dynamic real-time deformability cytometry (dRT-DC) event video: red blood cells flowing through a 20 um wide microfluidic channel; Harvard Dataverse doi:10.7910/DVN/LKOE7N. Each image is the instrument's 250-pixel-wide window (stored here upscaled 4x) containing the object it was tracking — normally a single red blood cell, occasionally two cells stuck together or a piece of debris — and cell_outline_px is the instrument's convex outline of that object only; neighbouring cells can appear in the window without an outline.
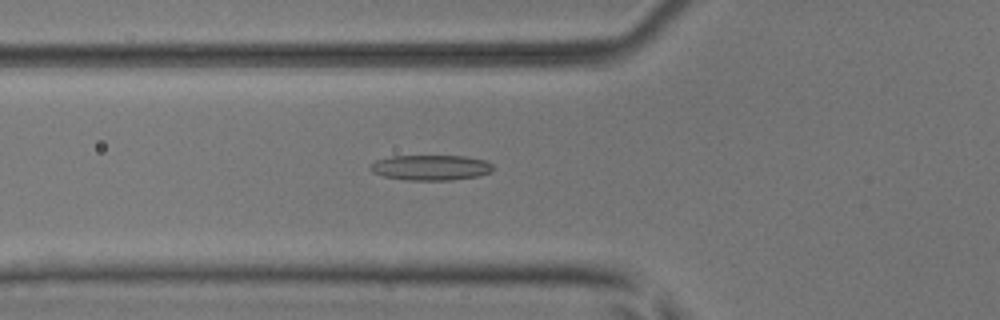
{"species": "common noctule bat (a hibernating species)", "species_latin": "Nyctalus noctula", "temperature_condition": "room temperature", "stored_images_in_passage": 53, "camera_frame_rate_fps": 3000, "um_per_image_px": 0.085, "animal": {"sex": "male", "body_mass_g": 17.9, "forearm_length_mm": 54.2}, "frame": {"image": 1, "passage_image": 20, "time_ms": 6.333, "image_size_px": [1000, 320], "cell_outline_px": [[492, 172], [476, 176], [452, 180], [408, 180], [384, 176], [372, 172], [368, 168], [376, 160], [392, 156], [464, 156], [488, 160], [492, 164]], "centroid_in_image_um": [36.63, 14.24], "position_along_channel_um": 89.2, "area_um2": 18.09}}
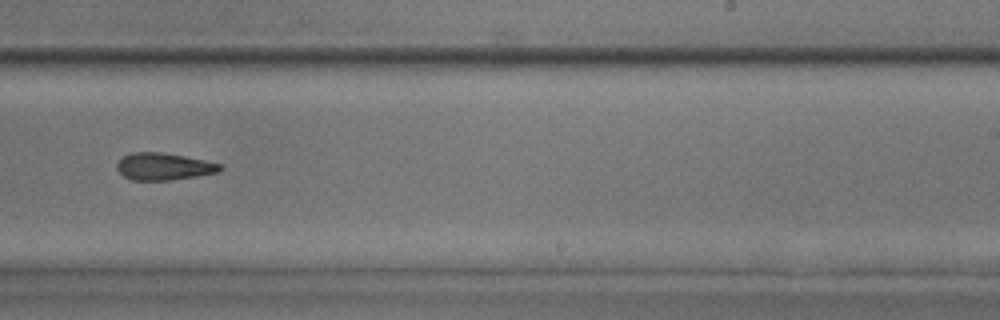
{"frame": {"image": 2, "passage_image": 34, "time_ms": 11.0, "image_size_px": [1000, 320], "cell_outline_px": [[224, 168], [216, 172], [196, 176], [172, 180], [132, 180], [124, 176], [116, 168], [116, 164], [124, 156], [132, 152], [160, 152], [184, 156], [204, 160], [220, 164]], "centroid_in_image_um": [13.9, 14.15], "position_along_channel_um": 275.1, "area_um2": 16.13}}
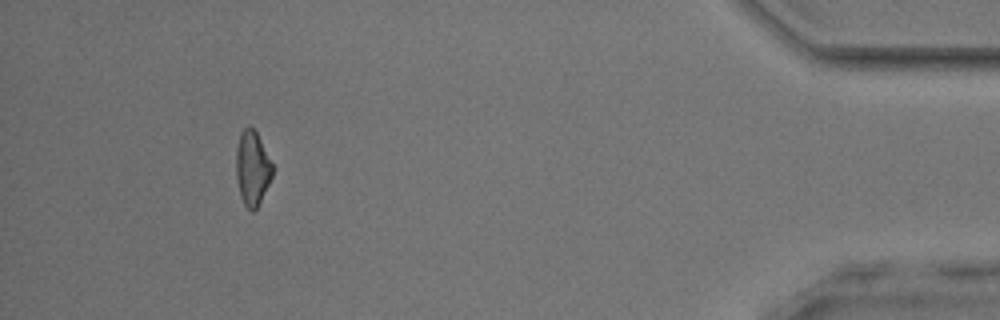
{"frame": {"image": 3, "passage_image": 49, "time_ms": 16.0, "image_size_px": [1000, 320], "cell_outline_px": [[272, 176], [256, 208], [252, 212], [244, 204], [240, 196], [236, 176], [236, 148], [240, 132], [248, 124], [256, 132], [272, 164]], "centroid_in_image_um": [21.41, 14.27], "position_along_channel_um": 413.8, "area_um2": 15.49}, "authors_computed_cell_mechanics": {"area_um2": 17.1666, "velocity_mm_per_s": 3.9918, "shape_relaxation_time_tau1_ms": 8.5247, "shape_relaxation_time_tau2_ms": 6.2075, "deformation_change_tau1": 0.193, "deformation_change_tau2": 0.1773}}